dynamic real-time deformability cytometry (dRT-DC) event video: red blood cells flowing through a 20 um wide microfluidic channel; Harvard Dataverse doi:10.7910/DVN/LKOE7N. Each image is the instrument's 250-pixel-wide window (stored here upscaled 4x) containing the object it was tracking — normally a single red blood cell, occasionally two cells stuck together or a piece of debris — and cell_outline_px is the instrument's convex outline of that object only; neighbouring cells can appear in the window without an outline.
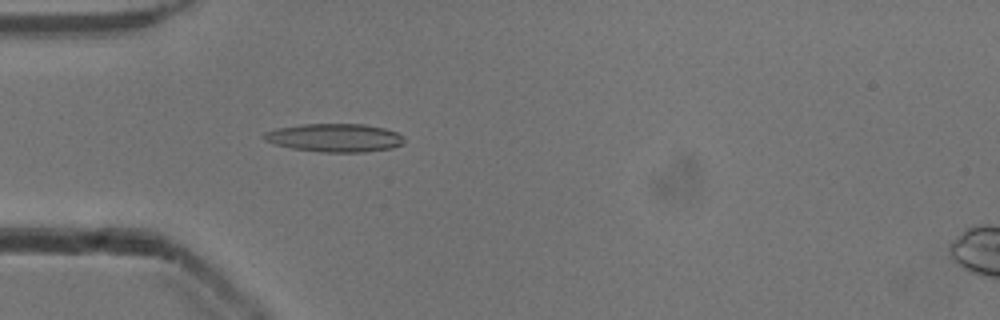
{"species": "common noctule bat (a hibernating species)", "species_latin": "Nyctalus noctula", "temperature_condition": "cold", "stored_images_in_passage": 36, "camera_frame_rate_fps": 3000, "um_per_image_px": 0.085, "animal": {"sex": "male", "body_mass_g": 13.3}, "frame": {"image": 1, "passage_image": 12, "time_ms": 3.667, "image_size_px": [1000, 320], "cell_outline_px": [[404, 144], [392, 148], [364, 152], [320, 152], [292, 148], [276, 144], [264, 140], [260, 136], [264, 132], [276, 128], [300, 124], [364, 124], [384, 128], [396, 132], [404, 136]], "centroid_in_image_um": [28.44, 11.7], "position_along_channel_um": 56.6, "area_um2": 23.29}}
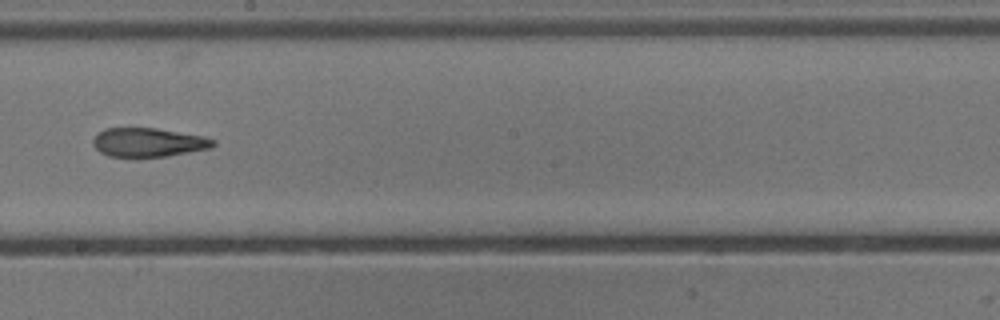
{"frame": {"image": 2, "passage_image": 26, "time_ms": 8.333, "image_size_px": [1000, 320], "cell_outline_px": [[216, 144], [212, 148], [168, 156], [136, 160], [108, 156], [100, 152], [92, 144], [92, 140], [104, 128], [156, 128], [204, 136], [216, 140]], "centroid_in_image_um": [12.61, 12.15], "position_along_channel_um": 235.6, "area_um2": 21.04}}
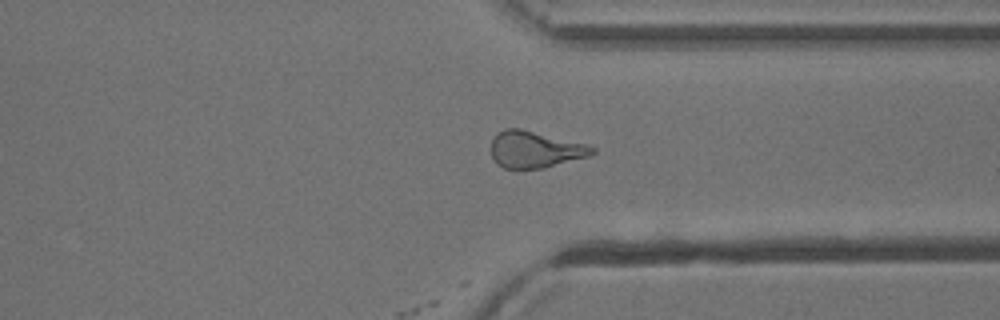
{"frame": {"image": 3, "passage_image": 36, "time_ms": 11.667, "image_size_px": [1000, 320], "cell_outline_px": [[596, 152], [588, 156], [544, 168], [504, 168], [496, 164], [492, 156], [492, 136], [496, 132], [504, 128], [520, 128], [584, 144], [596, 148]], "centroid_in_image_um": [45.43, 12.7], "position_along_channel_um": 366.0, "area_um2": 21.44}, "authors_computed_cell_mechanics": {"area_um2": 21.2704, "velocity_mm_per_s": 3.9255, "shape_relaxation_time_tau1_ms": 10.2372, "shape_relaxation_time_tau2_ms": 4.1146, "deformation_change_tau1": 0.236, "deformation_change_tau2": 0.1504}}